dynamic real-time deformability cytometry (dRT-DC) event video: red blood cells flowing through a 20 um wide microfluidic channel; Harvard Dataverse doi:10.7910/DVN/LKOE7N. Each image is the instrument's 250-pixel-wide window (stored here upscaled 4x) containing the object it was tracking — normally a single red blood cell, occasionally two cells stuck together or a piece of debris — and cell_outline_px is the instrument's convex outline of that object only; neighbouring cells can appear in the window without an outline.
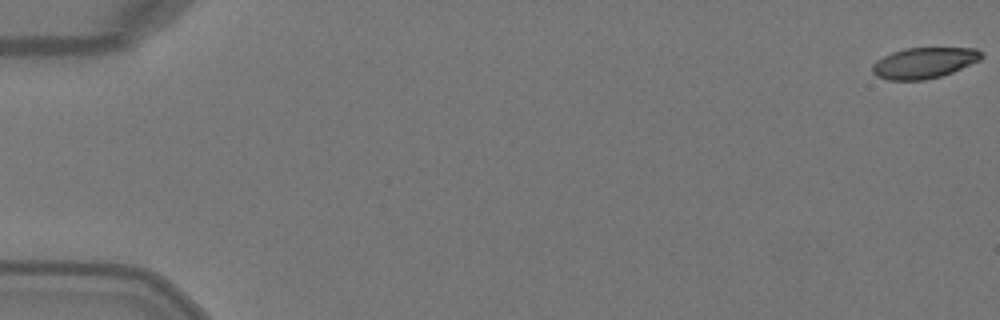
{"species": "Egyptian fruit bat (a non-hibernating species)", "species_latin": "Rousettus aegyptiacus", "temperature_condition": "warm", "stored_images_in_passage": 5, "segment_of_instrument_passage": [2, 2], "camera_frame_rate_fps": 3000, "um_per_image_px": 0.085, "animal": {"sex": "female"}, "frame": {"image": 1, "passage_image": 5, "time_ms": 1.333, "image_size_px": [1000, 320], "cell_outline_px": [[984, 56], [980, 60], [952, 72], [940, 76], [924, 80], [888, 80], [876, 76], [872, 72], [872, 64], [876, 60], [892, 52], [904, 48], [976, 48]], "centroid_in_image_um": [78.51, 5.34], "position_along_channel_um": 6.5, "area_um2": 19.59}}